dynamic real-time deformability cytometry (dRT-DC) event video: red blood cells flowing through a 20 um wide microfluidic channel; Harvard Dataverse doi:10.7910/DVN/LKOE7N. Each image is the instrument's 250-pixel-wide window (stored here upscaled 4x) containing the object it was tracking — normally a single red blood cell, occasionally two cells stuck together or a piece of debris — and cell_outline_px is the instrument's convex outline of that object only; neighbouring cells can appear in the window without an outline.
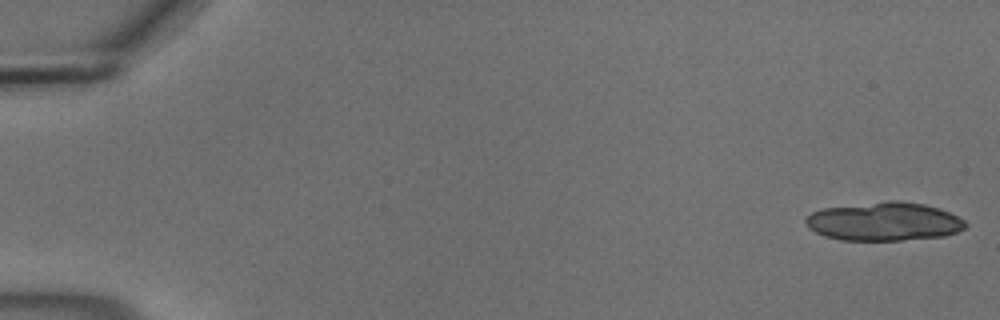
{"species": "common noctule bat (a hibernating species)", "species_latin": "Nyctalus noctula", "temperature_condition": "cold", "stored_images_in_passage": 16, "camera_frame_rate_fps": 3000, "um_per_image_px": 0.085, "animal": {"sex": "male", "body_mass_g": 18.8}, "frame": {"image": 1, "passage_image": 1, "time_ms": 0.0, "image_size_px": [1000, 320], "cell_outline_px": [[968, 224], [964, 228], [956, 232], [944, 236], [900, 240], [840, 240], [824, 236], [808, 228], [804, 220], [812, 212], [824, 208], [888, 200], [900, 200], [924, 204], [940, 208], [964, 220]], "centroid_in_image_um": [75.14, 18.82], "position_along_channel_um": 9.9, "area_um2": 35.89}}